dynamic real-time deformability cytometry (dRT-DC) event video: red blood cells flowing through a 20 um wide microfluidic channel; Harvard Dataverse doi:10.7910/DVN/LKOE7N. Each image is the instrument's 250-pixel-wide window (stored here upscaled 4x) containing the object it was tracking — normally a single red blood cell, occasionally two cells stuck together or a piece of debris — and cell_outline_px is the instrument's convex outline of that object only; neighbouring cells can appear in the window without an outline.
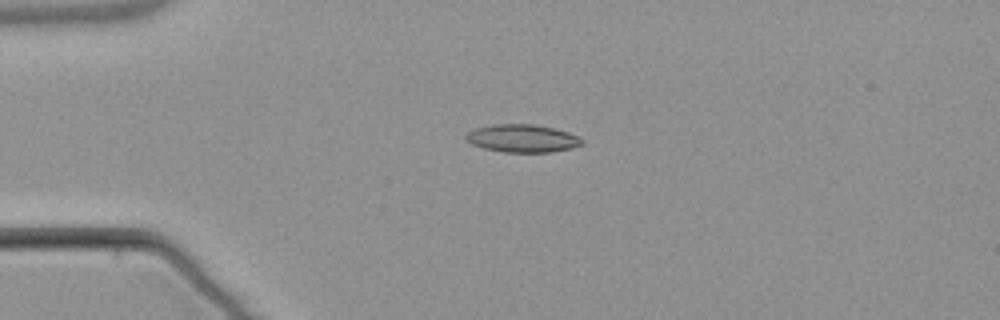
{"species": "common noctule bat (a hibernating species)", "species_latin": "Nyctalus noctula", "temperature_condition": "warm", "stored_images_in_passage": 7, "camera_frame_rate_fps": 3000, "um_per_image_px": 0.085, "animal": {"sex": "male", "body_mass_g": 21.5, "forearm_length_mm": 52.0}, "frame": {"image": 1, "passage_image": 4, "time_ms": 4.333, "image_size_px": [1000, 320], "cell_outline_px": [[584, 144], [572, 148], [552, 152], [504, 152], [484, 148], [472, 144], [464, 140], [464, 136], [468, 132], [476, 128], [492, 124], [536, 124], [568, 132], [584, 140]], "centroid_in_image_um": [44.39, 11.76], "position_along_channel_um": 40.6, "area_um2": 18.9}}
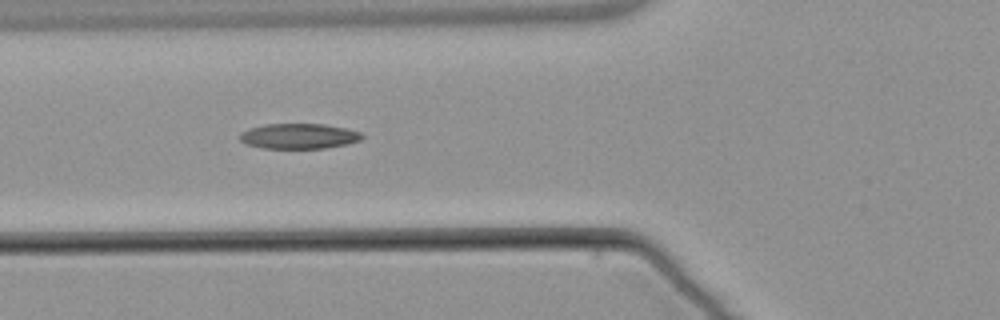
{"frame": {"image": 2, "passage_image": 6, "time_ms": 6.667, "image_size_px": [1000, 320], "cell_outline_px": [[364, 136], [360, 140], [348, 144], [324, 148], [264, 148], [248, 144], [240, 140], [240, 132], [248, 128], [264, 124], [324, 124], [344, 128], [360, 132]], "centroid_in_image_um": [25.4, 11.56], "position_along_channel_um": 100.4, "area_um2": 17.92}}